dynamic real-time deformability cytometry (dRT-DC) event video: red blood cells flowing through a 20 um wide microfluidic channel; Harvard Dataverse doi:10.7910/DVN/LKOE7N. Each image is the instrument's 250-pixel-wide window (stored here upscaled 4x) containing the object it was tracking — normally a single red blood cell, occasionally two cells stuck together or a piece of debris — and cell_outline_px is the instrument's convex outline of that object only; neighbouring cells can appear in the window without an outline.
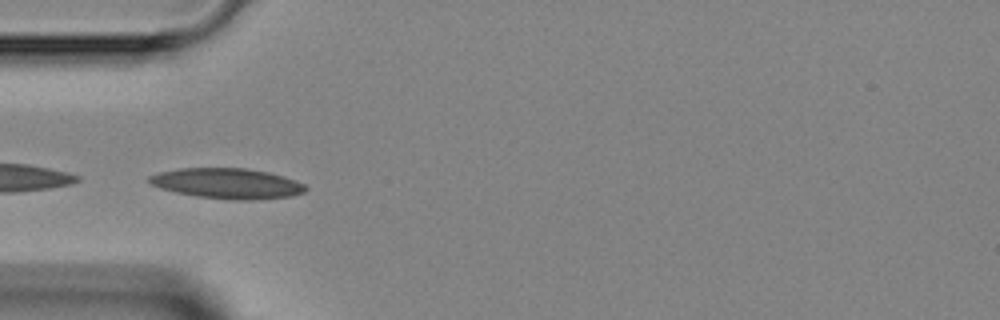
{"species": "Egyptian fruit bat (a non-hibernating species)", "species_latin": "Rousettus aegyptiacus", "temperature_condition": "room temperature", "stored_images_in_passage": 41, "camera_frame_rate_fps": 3000, "um_per_image_px": 0.085, "animal": {"sex": "female"}, "frame": {"image": 1, "passage_image": 12, "time_ms": 3.667, "image_size_px": [1000, 320], "cell_outline_px": [[308, 188], [304, 192], [292, 196], [252, 200], [232, 200], [196, 196], [176, 192], [160, 188], [152, 184], [148, 180], [148, 176], [160, 172], [176, 168], [244, 168], [268, 172], [284, 176], [304, 184]], "centroid_in_image_um": [19.32, 15.59], "position_along_channel_um": 65.7, "area_um2": 27.69}}
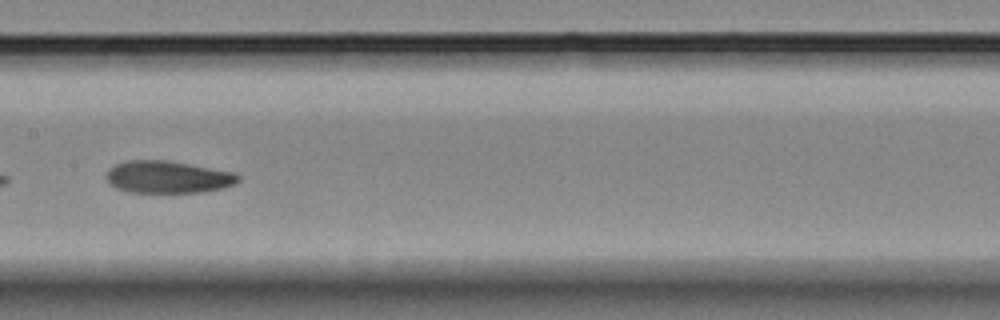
{"frame": {"image": 2, "passage_image": 21, "time_ms": 6.667, "image_size_px": [1000, 320], "cell_outline_px": [[240, 180], [236, 184], [224, 188], [204, 192], [128, 192], [116, 188], [108, 184], [104, 176], [116, 164], [128, 160], [164, 160], [188, 164], [232, 172], [240, 176]], "centroid_in_image_um": [14.25, 15.06], "position_along_channel_um": 193.1, "area_um2": 24.74}}
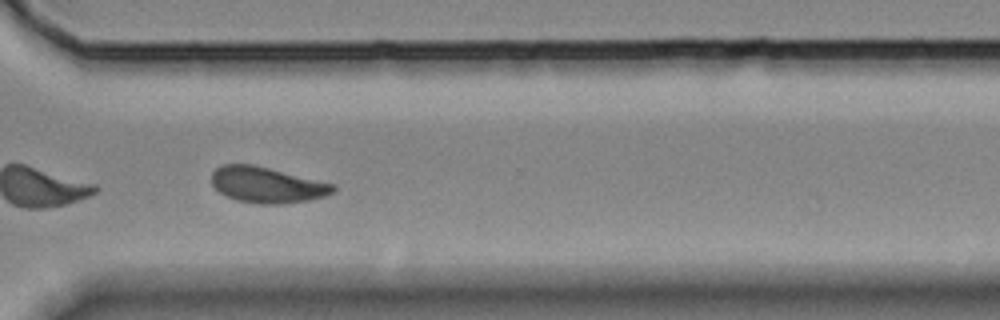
{"frame": {"image": 3, "passage_image": 32, "time_ms": 10.333, "image_size_px": [1000, 320], "cell_outline_px": [[336, 188], [332, 192], [324, 196], [308, 200], [284, 204], [260, 204], [236, 200], [220, 192], [212, 184], [212, 172], [220, 164], [252, 164], [336, 184]], "centroid_in_image_um": [22.69, 15.71], "position_along_channel_um": 347.9, "area_um2": 25.32}}